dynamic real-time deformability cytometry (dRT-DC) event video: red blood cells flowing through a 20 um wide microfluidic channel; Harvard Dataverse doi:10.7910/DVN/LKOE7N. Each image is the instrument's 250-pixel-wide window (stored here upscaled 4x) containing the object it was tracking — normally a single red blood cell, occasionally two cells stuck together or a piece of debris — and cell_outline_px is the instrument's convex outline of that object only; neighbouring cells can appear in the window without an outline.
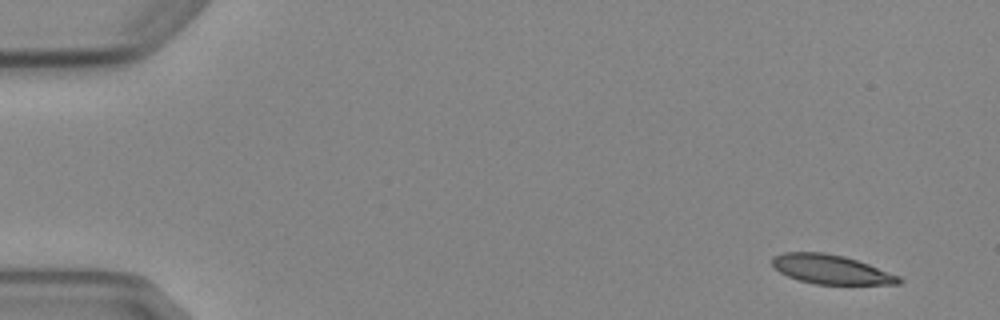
{"species": "Egyptian fruit bat (a non-hibernating species)", "species_latin": "Rousettus aegyptiacus", "temperature_condition": "cold", "stored_images_in_passage": 8, "camera_frame_rate_fps": 3000, "um_per_image_px": 0.085, "animal": {"sex": "female"}, "frame": {"image": 1, "passage_image": 1, "time_ms": 0.0, "image_size_px": [1000, 320], "cell_outline_px": [[904, 280], [900, 284], [816, 284], [800, 280], [788, 276], [780, 272], [772, 264], [772, 256], [784, 252], [824, 252], [844, 256], [868, 264], [900, 276]], "centroid_in_image_um": [70.64, 22.89], "position_along_channel_um": 14.4, "area_um2": 21.44}}
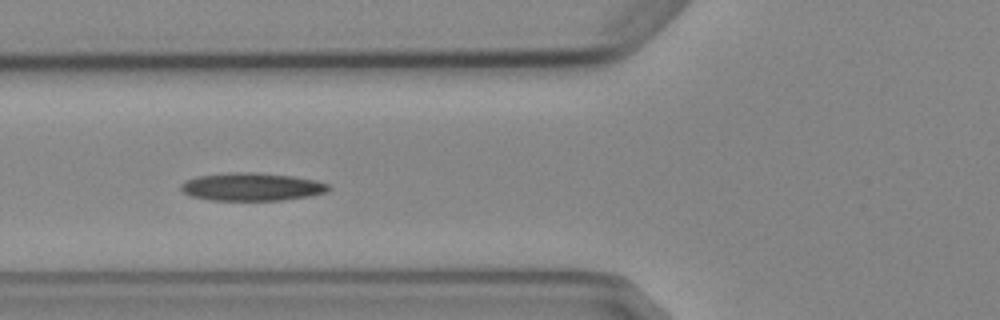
{"frame": {"image": 2, "passage_image": 6, "time_ms": 5.667, "image_size_px": [1000, 320], "cell_outline_px": [[332, 188], [328, 192], [308, 196], [284, 200], [212, 200], [192, 196], [184, 192], [180, 188], [180, 184], [196, 176], [228, 172], [256, 172], [292, 176], [316, 180], [328, 184]], "centroid_in_image_um": [21.43, 15.87], "position_along_channel_um": 104.4, "area_um2": 24.1}}
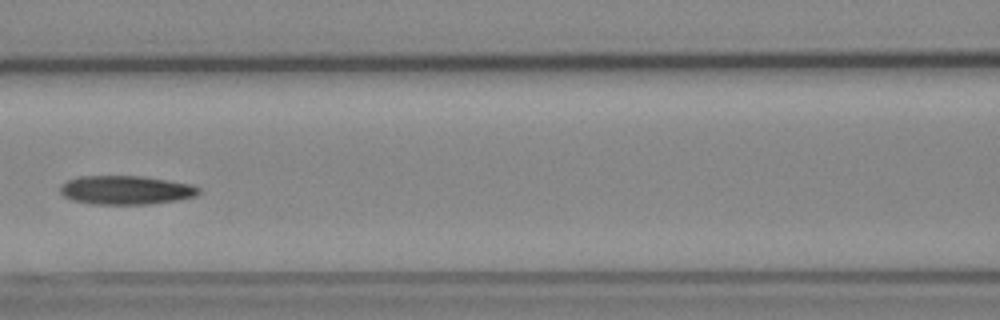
{"frame": {"image": 3, "passage_image": 7, "time_ms": 7.0, "image_size_px": [1000, 320], "cell_outline_px": [[200, 192], [196, 196], [176, 200], [148, 204], [92, 204], [72, 200], [64, 196], [60, 192], [60, 184], [68, 180], [80, 176], [144, 176], [192, 184], [200, 188]], "centroid_in_image_um": [10.7, 16.15], "position_along_channel_um": 155.9, "area_um2": 23.35}}